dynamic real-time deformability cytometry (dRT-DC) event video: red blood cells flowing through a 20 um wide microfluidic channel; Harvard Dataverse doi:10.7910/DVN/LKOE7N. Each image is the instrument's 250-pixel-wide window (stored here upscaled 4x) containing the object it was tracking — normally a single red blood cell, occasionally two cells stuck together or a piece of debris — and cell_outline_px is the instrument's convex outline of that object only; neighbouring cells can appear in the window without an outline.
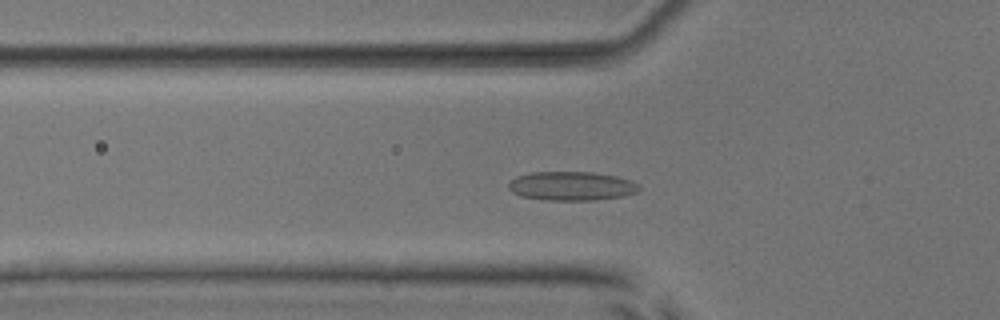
{"species": "common noctule bat (a hibernating species)", "species_latin": "Nyctalus noctula", "temperature_condition": "room temperature", "stored_images_in_passage": 39, "camera_frame_rate_fps": 3000, "um_per_image_px": 0.085, "animal": {"sex": "male", "body_mass_g": 17.9, "forearm_length_mm": 54.2}, "frame": {"image": 1, "passage_image": 5, "time_ms": 1.333, "image_size_px": [1000, 320], "cell_outline_px": [[640, 188], [636, 192], [624, 196], [596, 200], [544, 200], [520, 196], [512, 192], [508, 188], [508, 180], [516, 176], [532, 172], [592, 172], [616, 176], [632, 180]], "centroid_in_image_um": [48.54, 15.81], "position_along_channel_um": 77.3, "area_um2": 22.2}}
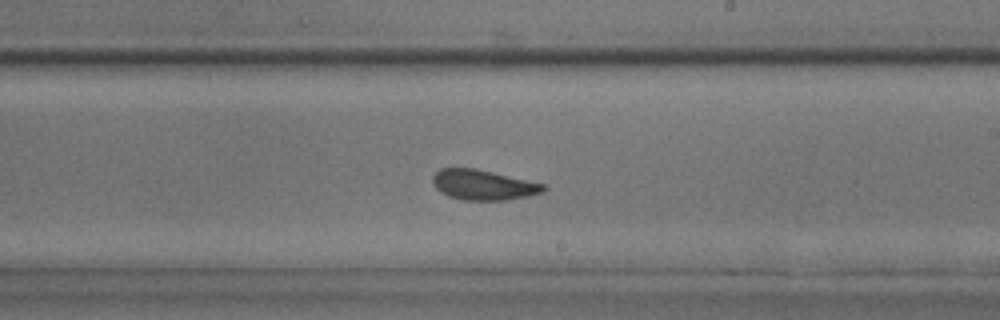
{"frame": {"image": 2, "passage_image": 18, "time_ms": 5.667, "image_size_px": [1000, 320], "cell_outline_px": [[548, 188], [544, 192], [528, 196], [508, 200], [460, 200], [448, 196], [440, 192], [432, 184], [432, 176], [440, 168], [476, 168], [544, 184]], "centroid_in_image_um": [41.06, 15.72], "position_along_channel_um": 247.9, "area_um2": 19.65}}
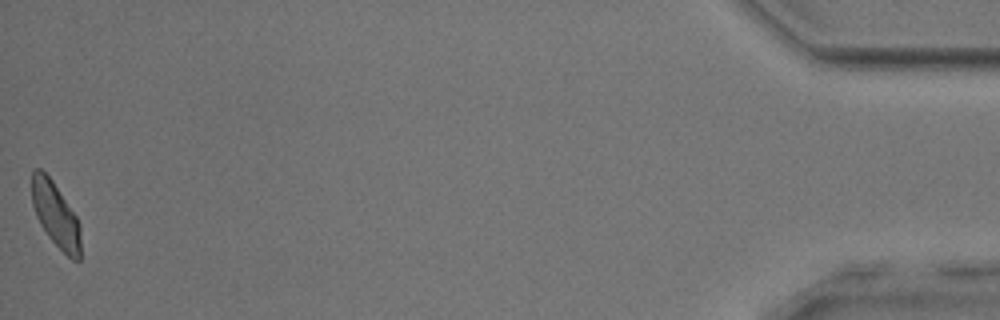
{"frame": {"image": 3, "passage_image": 39, "time_ms": 12.667, "image_size_px": [1000, 320], "cell_outline_px": [[80, 260], [72, 260], [48, 236], [40, 224], [36, 216], [32, 204], [32, 172], [36, 168], [40, 168], [52, 180], [76, 216], [80, 224]], "centroid_in_image_um": [4.72, 18.25], "position_along_channel_um": 430.5, "area_um2": 18.21}, "authors_computed_cell_mechanics": {"area_um2": 19.7098, "velocity_mm_per_s": 3.9497, "shape_relaxation_time_tau1_ms": 5.9378, "shape_relaxation_time_tau2_ms": 1.1793, "deformation_change_tau1": 0.1131, "deformation_change_tau2": 0.0813}}